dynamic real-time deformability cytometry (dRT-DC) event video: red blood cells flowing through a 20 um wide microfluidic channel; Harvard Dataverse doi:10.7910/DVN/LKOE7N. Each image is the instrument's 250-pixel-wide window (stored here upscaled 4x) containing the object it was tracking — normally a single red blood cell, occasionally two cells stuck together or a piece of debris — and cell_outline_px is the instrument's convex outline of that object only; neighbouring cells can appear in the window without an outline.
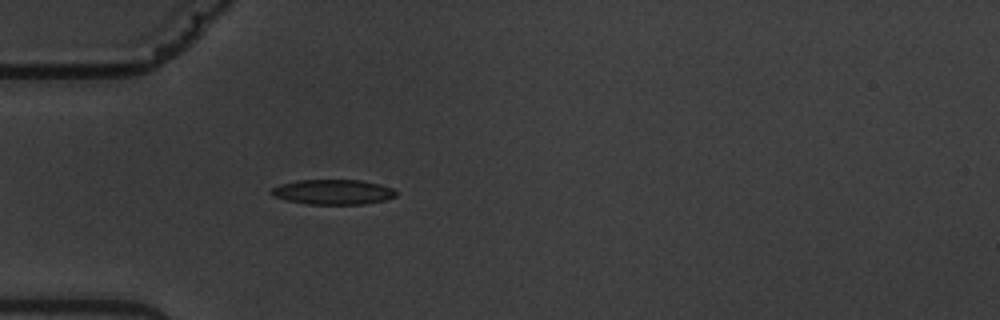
{"species": "common noctule bat (a hibernating species)", "species_latin": "Nyctalus noctula", "temperature_condition": "warm", "stored_images_in_passage": 1, "camera_frame_rate_fps": 3000, "um_per_image_px": 0.085, "animal": {"sex": "male", "body_mass_g": 19.5, "forearm_length_mm": 54.6}, "frame": {"image": 1, "passage_image": 1, "time_ms": 0.0, "image_size_px": [1000, 320], "cell_outline_px": [[396, 196], [384, 200], [364, 204], [308, 204], [288, 200], [272, 196], [268, 192], [272, 188], [280, 184], [296, 180], [360, 180], [380, 184], [392, 188], [396, 192]], "centroid_in_image_um": [28.28, 16.31], "position_along_channel_um": 56.7, "area_um2": 18.15}}